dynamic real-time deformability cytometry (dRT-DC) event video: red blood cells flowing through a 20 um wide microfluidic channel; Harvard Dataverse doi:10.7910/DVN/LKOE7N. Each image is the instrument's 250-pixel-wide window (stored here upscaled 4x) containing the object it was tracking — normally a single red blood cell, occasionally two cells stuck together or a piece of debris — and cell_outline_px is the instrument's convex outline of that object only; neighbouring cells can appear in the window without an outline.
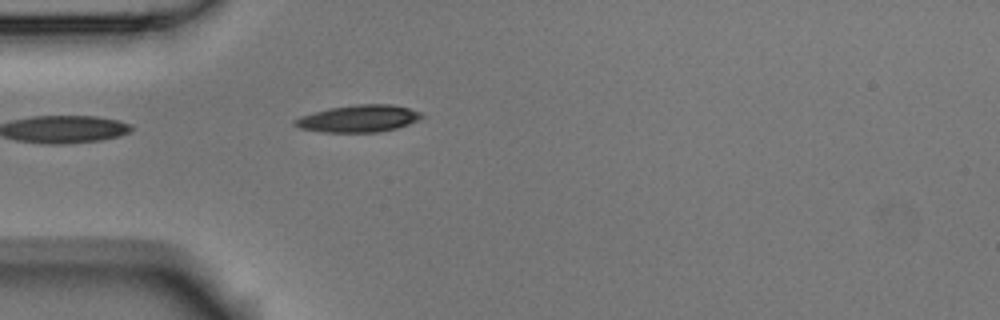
{"species": "Egyptian fruit bat (a non-hibernating species)", "species_latin": "Rousettus aegyptiacus", "temperature_condition": "room temperature", "stored_images_in_passage": 1, "camera_frame_rate_fps": 3000, "um_per_image_px": 0.085, "animal": {"sex": "male"}, "frame": {"image": 1, "passage_image": 1, "time_ms": 0.0, "image_size_px": [1000, 320], "cell_outline_px": [[424, 116], [408, 124], [396, 128], [380, 132], [324, 132], [300, 128], [292, 124], [300, 116], [328, 108], [356, 104], [392, 104], [408, 108], [420, 112]], "centroid_in_image_um": [30.47, 10.07], "position_along_channel_um": 54.5, "area_um2": 19.88}}